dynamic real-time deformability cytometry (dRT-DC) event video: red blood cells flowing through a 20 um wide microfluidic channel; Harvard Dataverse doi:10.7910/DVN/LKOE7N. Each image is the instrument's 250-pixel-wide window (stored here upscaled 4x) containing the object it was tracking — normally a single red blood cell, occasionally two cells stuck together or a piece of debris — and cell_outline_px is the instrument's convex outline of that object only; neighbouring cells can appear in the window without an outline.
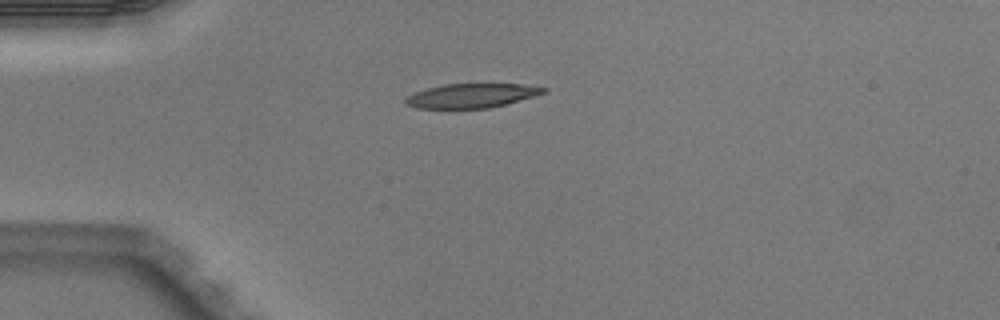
{"species": "Egyptian fruit bat (a non-hibernating species)", "species_latin": "Rousettus aegyptiacus", "temperature_condition": "warm", "stored_images_in_passage": 4, "camera_frame_rate_fps": 3000, "um_per_image_px": 0.085, "animal": {"sex": "male"}, "frame": {"image": 1, "passage_image": 1, "time_ms": 0.0, "image_size_px": [1000, 320], "cell_outline_px": [[548, 92], [536, 96], [508, 104], [488, 108], [416, 108], [404, 104], [404, 100], [408, 96], [416, 92], [428, 88], [444, 84], [524, 84], [548, 88]], "centroid_in_image_um": [40.15, 8.13], "position_along_channel_um": 44.9, "area_um2": 19.59}}
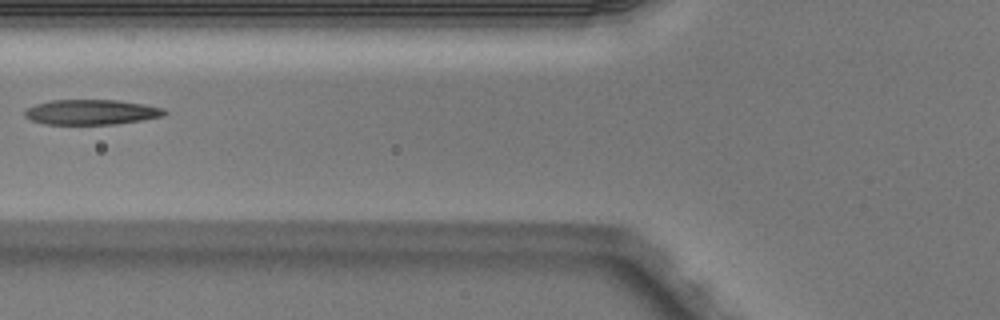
{"frame": {"image": 2, "passage_image": 3, "time_ms": 0.667, "image_size_px": [1000, 320], "cell_outline_px": [[168, 112], [164, 116], [144, 120], [116, 124], [44, 124], [32, 120], [24, 116], [24, 112], [28, 108], [36, 104], [52, 100], [116, 100], [144, 104], [164, 108]], "centroid_in_image_um": [7.81, 9.53], "position_along_channel_um": 118.0, "area_um2": 20.46}}
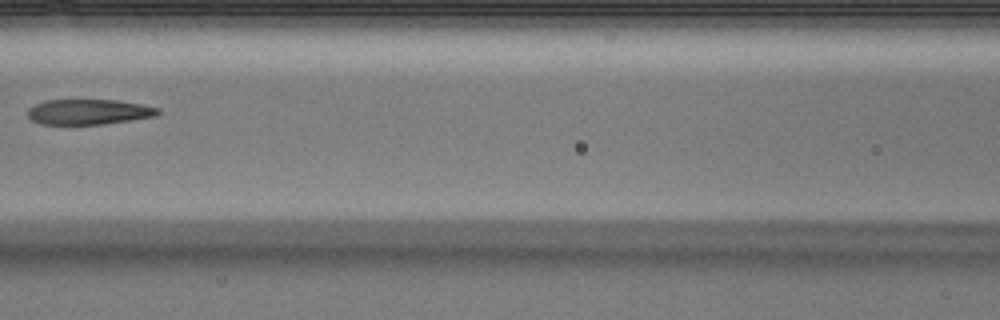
{"frame": {"image": 3, "passage_image": 4, "time_ms": 1.0, "image_size_px": [1000, 320], "cell_outline_px": [[160, 112], [156, 116], [104, 124], [40, 124], [32, 120], [28, 116], [28, 108], [36, 104], [48, 100], [116, 100], [140, 104], [160, 108]], "centroid_in_image_um": [7.55, 9.51], "position_along_channel_um": 159.1, "area_um2": 19.07}}